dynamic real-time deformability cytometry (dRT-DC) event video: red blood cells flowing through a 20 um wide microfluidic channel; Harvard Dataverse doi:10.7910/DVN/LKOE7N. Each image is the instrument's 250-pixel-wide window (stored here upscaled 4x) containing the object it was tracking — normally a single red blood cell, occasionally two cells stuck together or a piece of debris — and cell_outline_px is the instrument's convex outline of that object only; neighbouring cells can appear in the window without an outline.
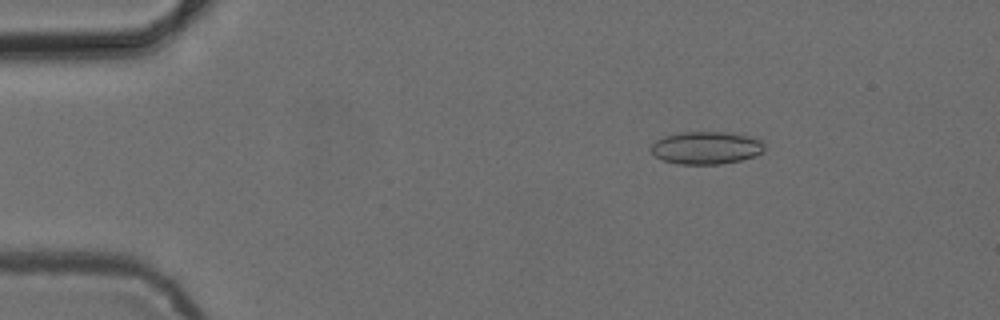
{"species": "common noctule bat (a hibernating species)", "species_latin": "Nyctalus noctula", "temperature_condition": "cold", "stored_images_in_passage": 51, "camera_frame_rate_fps": 3000, "um_per_image_px": 0.085, "animal": {"sex": "female", "body_mass_g": 24.6, "forearm_length_mm": 56.2}, "frame": {"image": 1, "passage_image": 7, "time_ms": 2.0, "image_size_px": [1000, 320], "cell_outline_px": [[768, 144], [764, 152], [756, 156], [740, 160], [720, 164], [676, 164], [664, 160], [656, 156], [648, 148], [656, 140], [664, 136], [680, 132], [732, 132], [764, 140]], "centroid_in_image_um": [60.09, 12.55], "position_along_channel_um": 24.9, "area_um2": 22.02}}
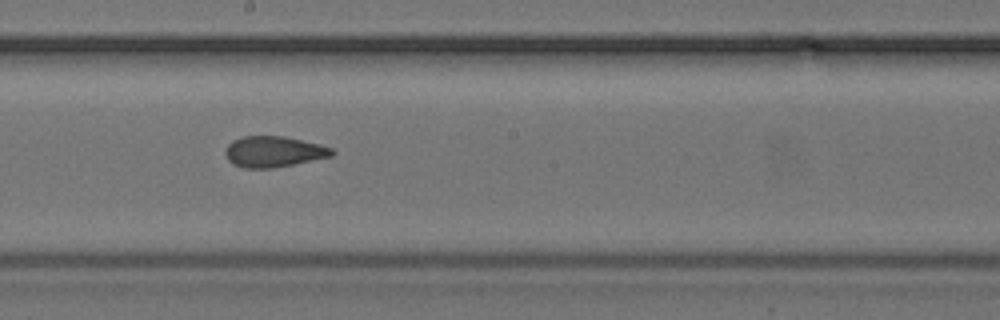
{"frame": {"image": 2, "passage_image": 28, "time_ms": 9.0, "image_size_px": [1000, 320], "cell_outline_px": [[336, 152], [332, 156], [272, 168], [244, 168], [232, 164], [228, 160], [224, 152], [224, 148], [232, 140], [240, 136], [284, 136], [320, 144], [332, 148]], "centroid_in_image_um": [23.22, 12.88], "position_along_channel_um": 225.0, "area_um2": 19.31}}
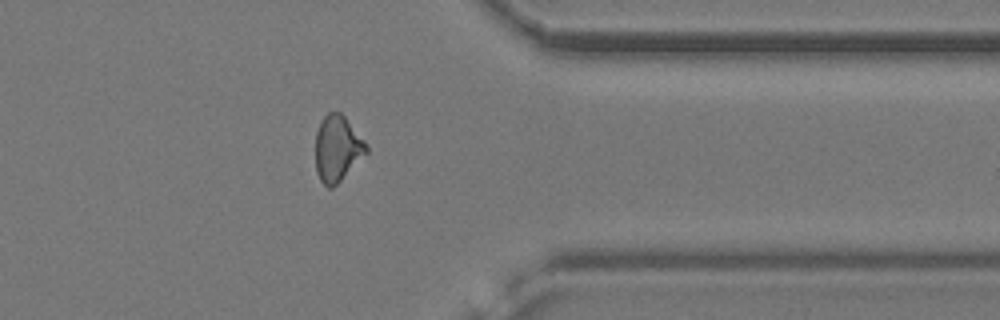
{"frame": {"image": 3, "passage_image": 41, "time_ms": 13.333, "image_size_px": [1000, 320], "cell_outline_px": [[368, 152], [332, 188], [328, 188], [320, 180], [316, 172], [316, 132], [320, 120], [328, 112], [340, 112], [344, 116], [368, 144]], "centroid_in_image_um": [28.67, 12.6], "position_along_channel_um": 382.7, "area_um2": 19.48}, "authors_computed_cell_mechanics": {"area_um2": 19.652, "velocity_mm_per_s": 3.8928, "shape_relaxation_time_tau1_ms": null, "shape_relaxation_time_tau2_ms": 1.4447, "deformation_change_tau1": null, "deformation_change_tau2": 0.0676}}